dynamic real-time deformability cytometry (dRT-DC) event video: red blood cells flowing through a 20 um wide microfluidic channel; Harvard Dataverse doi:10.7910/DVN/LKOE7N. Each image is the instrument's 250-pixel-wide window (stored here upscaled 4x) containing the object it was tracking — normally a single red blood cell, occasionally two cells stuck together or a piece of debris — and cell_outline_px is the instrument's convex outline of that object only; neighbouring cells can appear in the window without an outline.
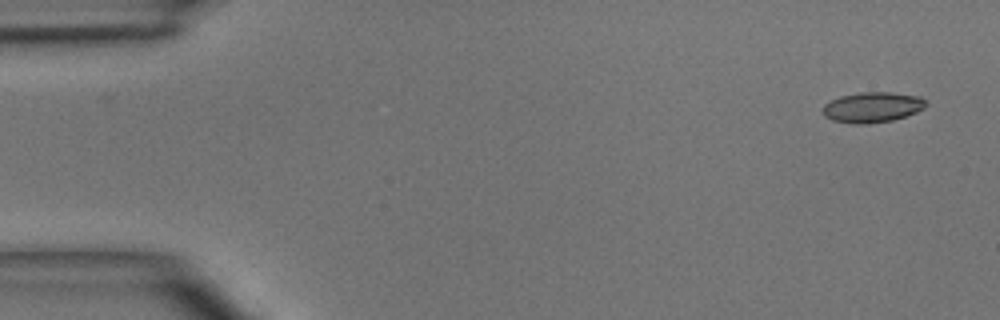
{"species": "common noctule bat (a hibernating species)", "species_latin": "Nyctalus noctula", "temperature_condition": "room temperature", "stored_images_in_passage": 5, "camera_frame_rate_fps": 3000, "um_per_image_px": 0.085, "animal": {"sex": "male", "body_mass_g": 15.6}, "frame": {"image": 1, "passage_image": 1, "time_ms": 0.0, "image_size_px": [1000, 320], "cell_outline_px": [[928, 104], [924, 108], [916, 112], [892, 120], [864, 124], [852, 124], [832, 120], [824, 116], [824, 104], [840, 96], [860, 92], [892, 92], [920, 96]], "centroid_in_image_um": [74.16, 9.11], "position_along_channel_um": 10.8, "area_um2": 18.21}}
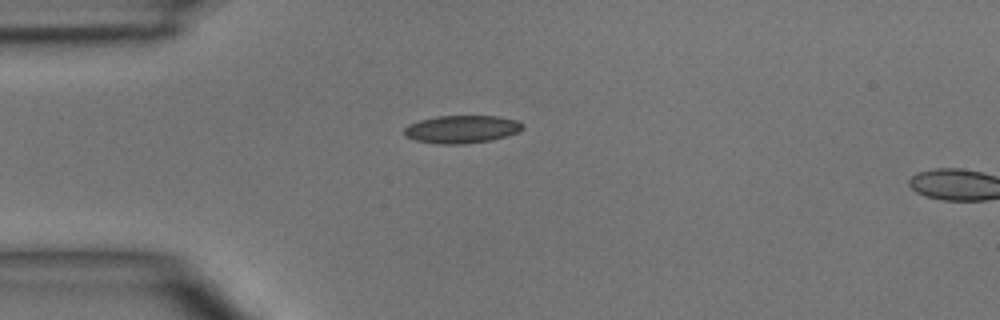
{"frame": {"image": 2, "passage_image": 4, "time_ms": 3.333, "image_size_px": [1000, 320], "cell_outline_px": [[524, 128], [520, 132], [508, 136], [492, 140], [464, 144], [440, 144], [416, 140], [404, 136], [404, 128], [408, 124], [420, 120], [436, 116], [500, 116], [516, 120], [524, 124]], "centroid_in_image_um": [39.28, 10.98], "position_along_channel_um": 45.7, "area_um2": 19.42}}